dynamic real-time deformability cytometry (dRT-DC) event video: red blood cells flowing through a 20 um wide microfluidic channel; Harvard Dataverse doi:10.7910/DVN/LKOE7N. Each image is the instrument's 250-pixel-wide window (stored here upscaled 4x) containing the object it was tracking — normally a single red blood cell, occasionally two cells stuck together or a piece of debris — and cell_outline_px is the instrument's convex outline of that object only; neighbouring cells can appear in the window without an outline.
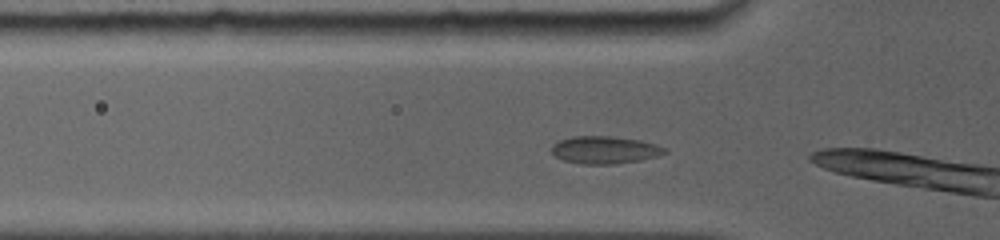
{"species": "common noctule bat (a hibernating species)", "species_latin": "Nyctalus noctula", "temperature_condition": "room temperature", "stored_images_in_passage": 13, "camera_frame_rate_fps": 5000, "um_per_image_px": 0.085, "animal": {"sex": "female", "body_mass_g": 19.0, "forearm_length_mm": 56.7}, "frame": {"image": 1, "passage_image": 3, "time_ms": 0.6, "image_size_px": [1000, 240], "cell_outline_px": [[668, 152], [656, 156], [640, 160], [616, 164], [580, 164], [564, 160], [556, 156], [552, 152], [552, 144], [560, 140], [572, 136], [612, 136], [640, 140], [656, 144], [668, 148]], "centroid_in_image_um": [51.43, 12.74], "position_along_channel_um": 74.4, "area_um2": 18.21}}
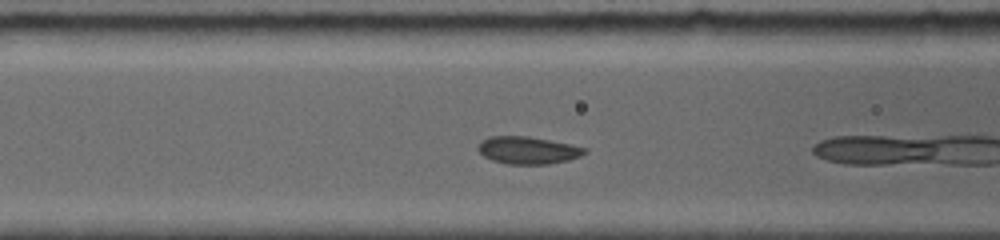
{"frame": {"image": 2, "passage_image": 6, "time_ms": 1.8, "image_size_px": [1000, 240], "cell_outline_px": [[588, 152], [580, 156], [568, 160], [548, 164], [508, 164], [492, 160], [484, 156], [476, 148], [488, 136], [528, 136], [588, 148]], "centroid_in_image_um": [44.88, 12.77], "position_along_channel_um": 121.7, "area_um2": 16.88}}
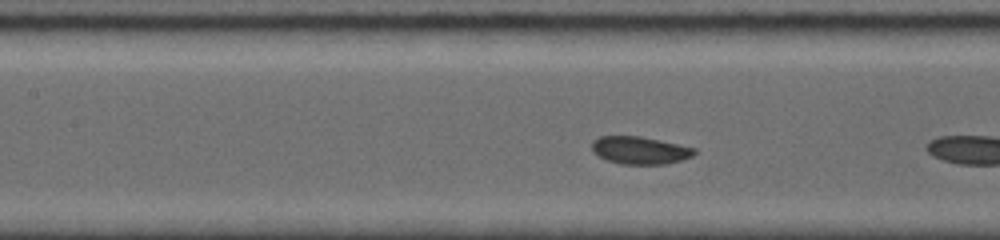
{"frame": {"image": 3, "passage_image": 8, "time_ms": 2.6, "image_size_px": [1000, 240], "cell_outline_px": [[696, 152], [692, 156], [668, 164], [620, 164], [608, 160], [592, 152], [592, 140], [600, 136], [640, 136], [660, 140], [696, 148]], "centroid_in_image_um": [54.39, 12.77], "position_along_channel_um": 153.0, "area_um2": 16.47}}